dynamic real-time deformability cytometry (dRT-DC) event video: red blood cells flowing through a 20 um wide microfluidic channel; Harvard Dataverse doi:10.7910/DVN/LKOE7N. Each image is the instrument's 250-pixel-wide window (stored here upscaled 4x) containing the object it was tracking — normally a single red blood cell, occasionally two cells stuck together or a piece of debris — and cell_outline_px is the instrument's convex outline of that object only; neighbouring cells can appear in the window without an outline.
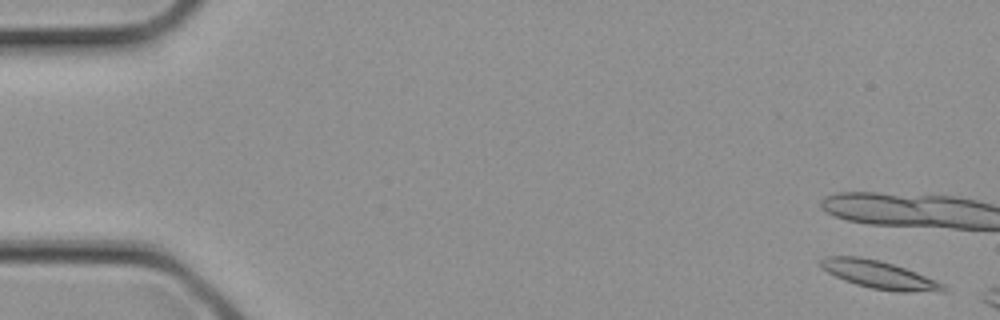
{"species": "common noctule bat (a hibernating species)", "species_latin": "Nyctalus noctula", "temperature_condition": "cold", "stored_images_in_passage": 3, "camera_frame_rate_fps": 3000, "um_per_image_px": 0.085, "animal": {"sex": "female", "body_mass_g": 21.9}, "frame": {"image": 1, "passage_image": 1, "time_ms": 0.0, "image_size_px": [1000, 320], "cell_outline_px": [[948, 292], [900, 292], [872, 288], [856, 284], [844, 280], [820, 268], [820, 260], [824, 256], [860, 256], [880, 260], [916, 272], [936, 280], [944, 284], [948, 288]], "centroid_in_image_um": [74.76, 23.36], "position_along_channel_um": 10.2, "area_um2": 20.0}}